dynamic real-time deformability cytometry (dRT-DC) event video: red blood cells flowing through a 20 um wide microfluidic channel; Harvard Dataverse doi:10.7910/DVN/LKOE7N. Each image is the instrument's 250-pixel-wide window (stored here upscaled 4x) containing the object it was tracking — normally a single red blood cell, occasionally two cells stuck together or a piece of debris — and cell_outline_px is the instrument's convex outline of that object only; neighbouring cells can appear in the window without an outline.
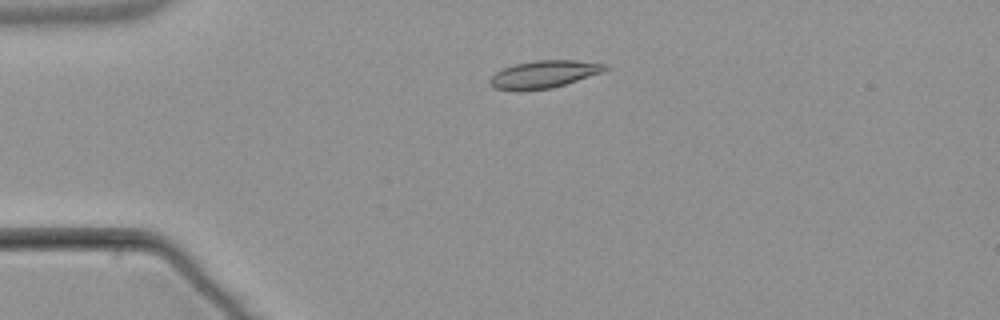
{"species": "common noctule bat (a hibernating species)", "species_latin": "Nyctalus noctula", "temperature_condition": "warm", "stored_images_in_passage": 4, "camera_frame_rate_fps": 3000, "um_per_image_px": 0.085, "animal": {"sex": "male", "body_mass_g": 21.5, "forearm_length_mm": 52.0}, "frame": {"image": 1, "passage_image": 3, "time_ms": 3.0, "image_size_px": [1000, 320], "cell_outline_px": [[608, 68], [600, 72], [552, 88], [496, 88], [488, 84], [488, 80], [496, 72], [504, 68], [516, 64], [536, 60], [576, 60], [608, 64]], "centroid_in_image_um": [46.26, 6.27], "position_along_channel_um": 38.7, "area_um2": 17.57}}